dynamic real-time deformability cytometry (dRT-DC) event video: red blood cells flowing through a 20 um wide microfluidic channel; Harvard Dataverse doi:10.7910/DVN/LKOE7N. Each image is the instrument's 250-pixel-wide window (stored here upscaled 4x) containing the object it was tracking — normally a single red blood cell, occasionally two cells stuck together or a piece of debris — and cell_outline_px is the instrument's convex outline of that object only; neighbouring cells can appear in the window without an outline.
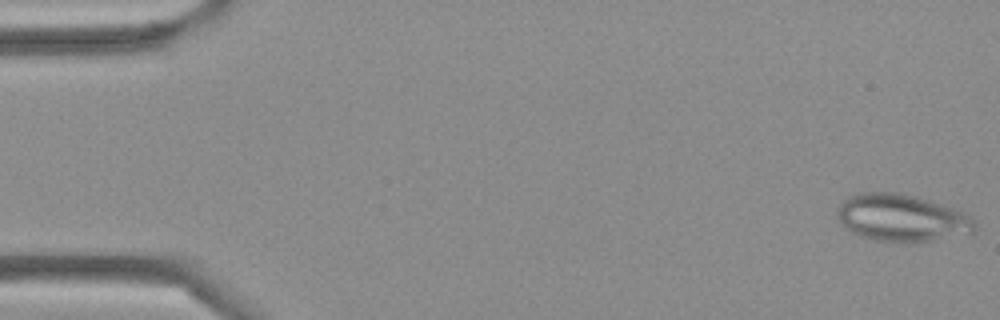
{"species": "Egyptian fruit bat (a non-hibernating species)", "species_latin": "Rousettus aegyptiacus", "temperature_condition": "cold", "stored_images_in_passage": 4, "camera_frame_rate_fps": 3000, "um_per_image_px": 0.085, "frame": {"image": 1, "passage_image": 1, "time_ms": 0.0, "image_size_px": [1000, 320], "cell_outline_px": [[976, 228], [972, 232], [916, 244], [888, 244], [872, 240], [860, 236], [844, 228], [836, 216], [836, 208], [848, 196], [860, 192], [900, 192], [916, 196], [964, 212], [972, 216], [976, 224]], "centroid_in_image_um": [76.6, 18.55], "position_along_channel_um": 8.4, "area_um2": 38.84}}